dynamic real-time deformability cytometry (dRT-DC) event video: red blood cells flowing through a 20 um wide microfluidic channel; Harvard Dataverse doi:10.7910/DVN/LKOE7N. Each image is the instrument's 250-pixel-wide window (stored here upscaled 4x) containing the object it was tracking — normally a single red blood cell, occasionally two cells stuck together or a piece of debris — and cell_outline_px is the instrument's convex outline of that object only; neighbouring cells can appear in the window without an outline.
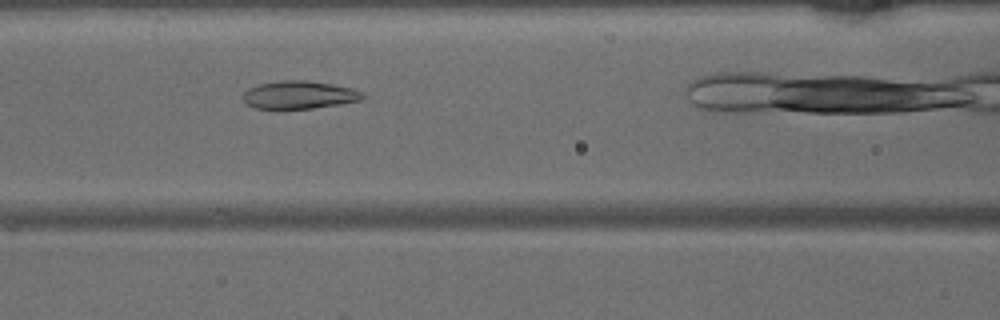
{"species": "common noctule bat (a hibernating species)", "species_latin": "Nyctalus noctula", "temperature_condition": "warm", "stored_images_in_passage": 28, "camera_frame_rate_fps": 3000, "um_per_image_px": 0.085, "animal": {"sex": "male", "body_mass_g": 15.6}, "frame": {"image": 1, "passage_image": 10, "time_ms": 3.0, "image_size_px": [1000, 320], "cell_outline_px": [[368, 96], [364, 100], [340, 104], [312, 108], [256, 108], [248, 104], [240, 96], [248, 88], [260, 84], [280, 80], [308, 80], [332, 84], [352, 88], [364, 92]], "centroid_in_image_um": [25.49, 8.05], "position_along_channel_um": 141.1, "area_um2": 19.59}}
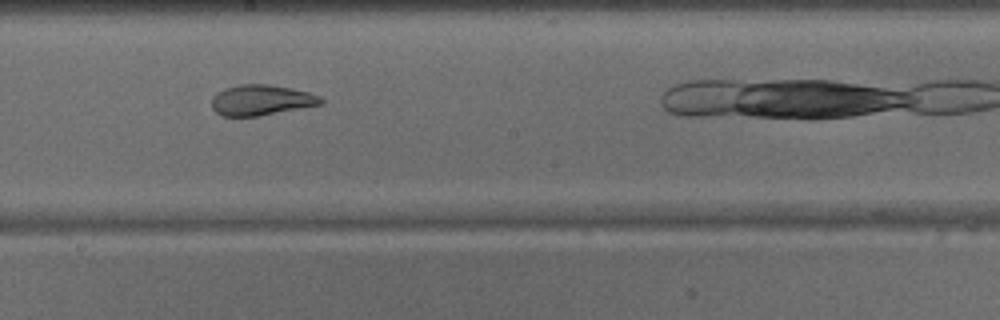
{"frame": {"image": 2, "passage_image": 16, "time_ms": 5.0, "image_size_px": [1000, 320], "cell_outline_px": [[324, 104], [256, 116], [224, 116], [216, 112], [212, 108], [212, 96], [216, 92], [224, 88], [240, 84], [268, 84], [292, 88], [308, 92], [320, 96], [324, 100]], "centroid_in_image_um": [22.2, 8.49], "position_along_channel_um": 226.0, "area_um2": 19.48}}
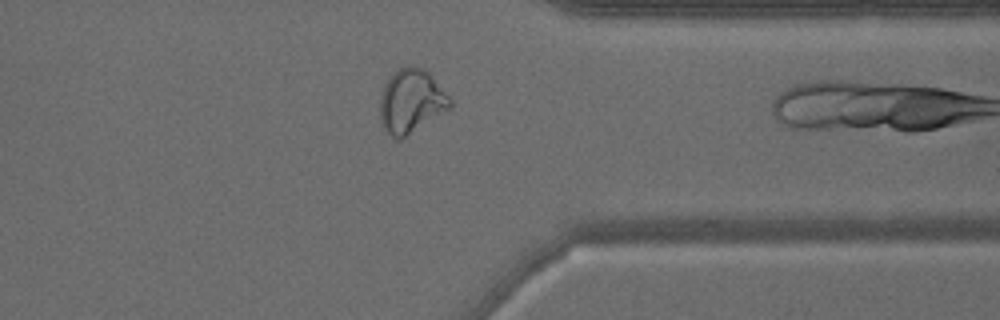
{"frame": {"image": 3, "passage_image": 27, "time_ms": 8.667, "image_size_px": [1000, 320], "cell_outline_px": [[452, 108], [400, 140], [396, 140], [384, 128], [380, 116], [380, 96], [384, 84], [392, 72], [408, 64], [412, 64], [428, 72], [432, 76], [452, 100]], "centroid_in_image_um": [34.95, 8.59], "position_along_channel_um": 376.4, "area_um2": 26.24}}